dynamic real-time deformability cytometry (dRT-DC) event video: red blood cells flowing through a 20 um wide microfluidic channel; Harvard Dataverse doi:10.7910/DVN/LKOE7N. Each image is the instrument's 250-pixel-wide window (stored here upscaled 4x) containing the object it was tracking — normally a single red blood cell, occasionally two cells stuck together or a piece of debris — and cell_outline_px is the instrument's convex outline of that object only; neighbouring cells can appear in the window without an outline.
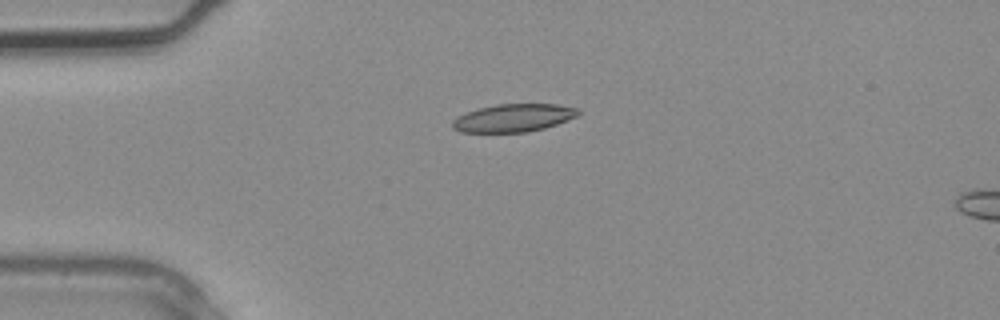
{"species": "common noctule bat (a hibernating species)", "species_latin": "Nyctalus noctula", "temperature_condition": "warm", "stored_images_in_passage": 2, "camera_frame_rate_fps": 3000, "um_per_image_px": 0.085, "animal": {"sex": "male", "body_mass_g": 20.4}, "frame": {"image": 1, "passage_image": 2, "time_ms": 0.333, "image_size_px": [1000, 320], "cell_outline_px": [[580, 112], [576, 116], [556, 124], [544, 128], [528, 132], [460, 132], [452, 128], [452, 120], [456, 116], [480, 108], [496, 104], [556, 104], [580, 108]], "centroid_in_image_um": [43.63, 10.02], "position_along_channel_um": 41.4, "area_um2": 20.4}}